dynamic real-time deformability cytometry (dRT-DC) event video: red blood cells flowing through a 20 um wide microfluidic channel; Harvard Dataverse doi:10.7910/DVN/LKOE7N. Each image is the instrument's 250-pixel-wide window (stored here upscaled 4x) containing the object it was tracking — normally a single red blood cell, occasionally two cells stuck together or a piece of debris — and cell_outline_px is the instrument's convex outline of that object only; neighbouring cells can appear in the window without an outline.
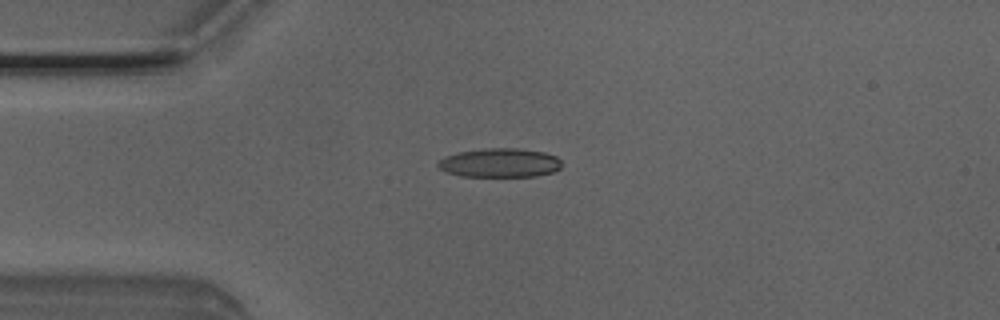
{"species": "Egyptian fruit bat (a non-hibernating species)", "species_latin": "Rousettus aegyptiacus", "temperature_condition": "room temperature", "stored_images_in_passage": 4, "camera_frame_rate_fps": 3000, "um_per_image_px": 0.085, "animal": {"sex": "male"}, "frame": {"image": 1, "passage_image": 3, "time_ms": 0.667, "image_size_px": [1000, 320], "cell_outline_px": [[560, 168], [552, 172], [536, 176], [460, 176], [448, 172], [440, 168], [436, 164], [444, 156], [460, 152], [484, 148], [516, 148], [544, 152], [556, 156], [560, 160]], "centroid_in_image_um": [42.48, 13.83], "position_along_channel_um": 42.5, "area_um2": 20.75}}
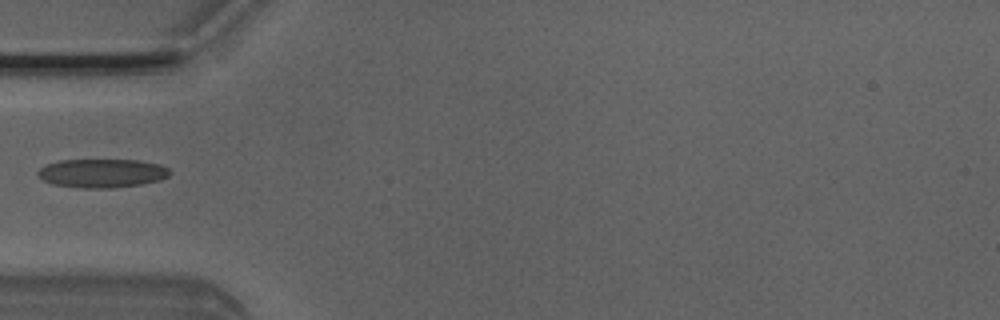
{"frame": {"image": 2, "passage_image": 4, "time_ms": 1.0, "image_size_px": [1000, 320], "cell_outline_px": [[172, 172], [168, 176], [160, 180], [140, 184], [112, 188], [80, 188], [52, 184], [44, 180], [36, 172], [40, 168], [48, 164], [60, 160], [140, 160], [160, 164], [168, 168]], "centroid_in_image_um": [8.7, 14.72], "position_along_channel_um": 76.3, "area_um2": 22.08}}